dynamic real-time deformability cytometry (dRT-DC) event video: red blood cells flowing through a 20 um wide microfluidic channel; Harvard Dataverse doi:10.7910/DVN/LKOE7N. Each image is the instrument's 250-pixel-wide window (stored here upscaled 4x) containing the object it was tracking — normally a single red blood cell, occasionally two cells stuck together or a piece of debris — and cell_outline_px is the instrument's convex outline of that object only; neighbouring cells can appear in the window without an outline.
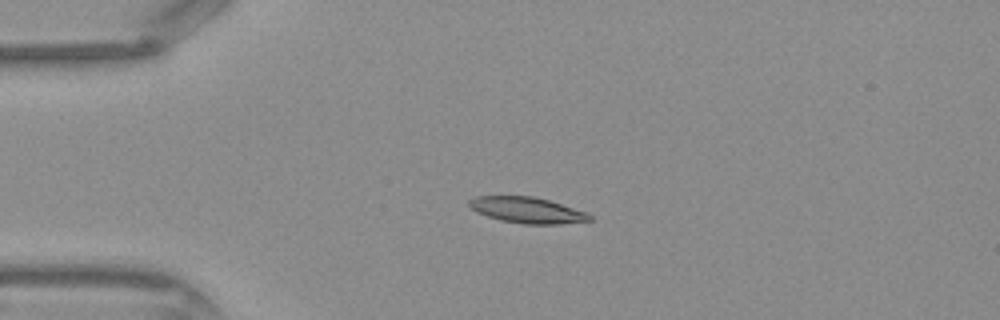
{"species": "Egyptian fruit bat (a non-hibernating species)", "species_latin": "Rousettus aegyptiacus", "temperature_condition": "warm", "stored_images_in_passage": 35, "camera_frame_rate_fps": 3000, "um_per_image_px": 0.085, "frame": {"image": 1, "passage_image": 10, "time_ms": 3.0, "image_size_px": [1000, 320], "cell_outline_px": [[592, 220], [560, 224], [524, 224], [500, 220], [476, 212], [468, 204], [468, 200], [476, 196], [532, 196], [548, 200], [588, 212], [592, 216]], "centroid_in_image_um": [44.82, 17.86], "position_along_channel_um": 40.2, "area_um2": 18.21}}
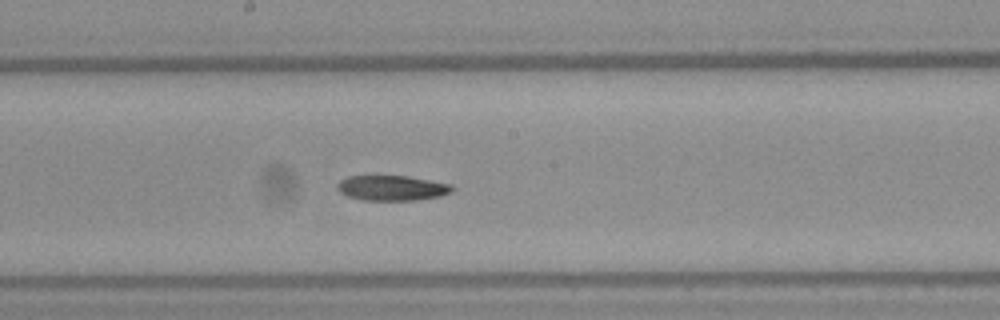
{"frame": {"image": 2, "passage_image": 23, "time_ms": 7.333, "image_size_px": [1000, 320], "cell_outline_px": [[452, 192], [440, 196], [416, 200], [364, 200], [348, 196], [340, 192], [336, 188], [336, 184], [340, 180], [348, 176], [376, 172], [408, 176], [452, 184]], "centroid_in_image_um": [33.24, 15.92], "position_along_channel_um": 215.0, "area_um2": 17.69}}
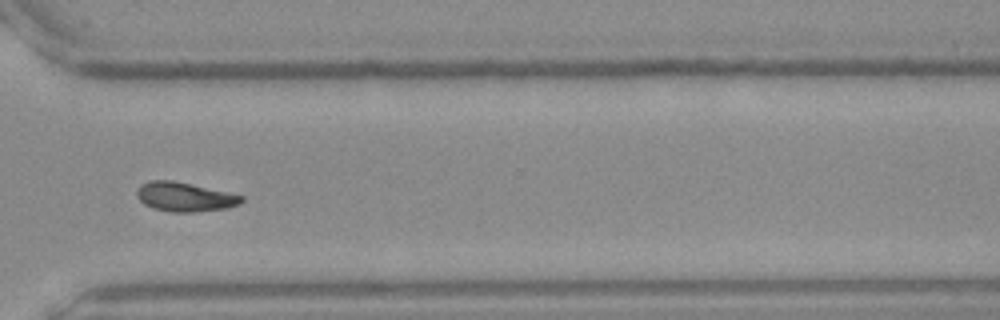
{"frame": {"image": 3, "passage_image": 32, "time_ms": 10.333, "image_size_px": [1000, 320], "cell_outline_px": [[244, 200], [240, 204], [228, 208], [196, 212], [172, 212], [152, 208], [144, 204], [136, 196], [136, 188], [140, 184], [148, 180], [172, 180], [244, 196]], "centroid_in_image_um": [15.66, 16.74], "position_along_channel_um": 354.9, "area_um2": 17.92}}